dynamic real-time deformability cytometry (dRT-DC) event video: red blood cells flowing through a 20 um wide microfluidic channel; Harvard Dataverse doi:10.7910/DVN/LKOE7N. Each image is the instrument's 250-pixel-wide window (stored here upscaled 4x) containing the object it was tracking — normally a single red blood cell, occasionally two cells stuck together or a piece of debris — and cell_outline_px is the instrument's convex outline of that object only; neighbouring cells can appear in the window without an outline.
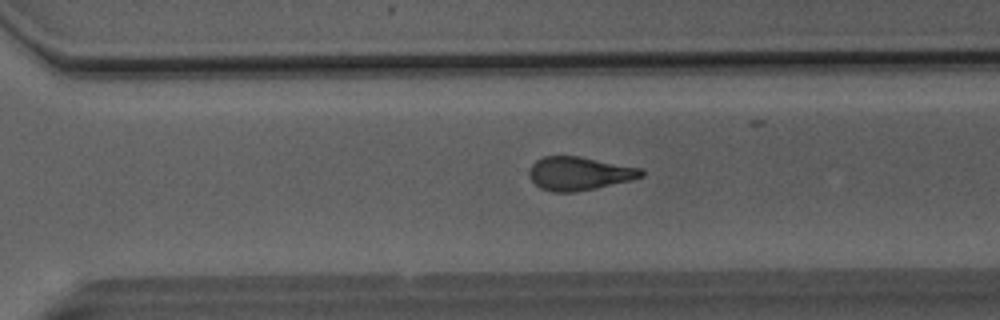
{"species": "Egyptian fruit bat (a non-hibernating species)", "species_latin": "Rousettus aegyptiacus", "temperature_condition": "room temperature", "stored_images_in_passage": 51, "camera_frame_rate_fps": 3000, "um_per_image_px": 0.085, "animal": {"sex": "male"}, "frame": {"image": 1, "passage_image": 35, "time_ms": 11.333, "image_size_px": [1000, 320], "cell_outline_px": [[644, 176], [632, 180], [596, 188], [572, 192], [552, 192], [540, 188], [528, 176], [528, 172], [532, 164], [536, 160], [544, 156], [580, 156], [640, 168], [644, 172]], "centroid_in_image_um": [49.22, 14.74], "position_along_channel_um": 321.4, "area_um2": 21.85}}
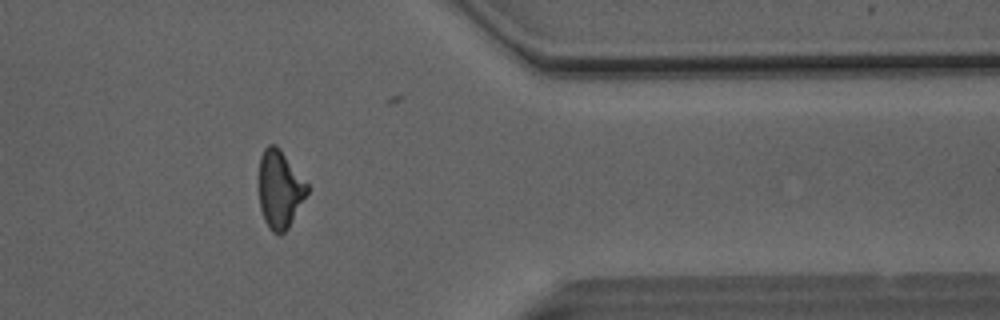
{"frame": {"image": 2, "passage_image": 41, "time_ms": 13.333, "image_size_px": [1000, 320], "cell_outline_px": [[308, 192], [288, 228], [280, 236], [272, 232], [264, 220], [260, 208], [256, 176], [260, 156], [264, 148], [268, 144], [276, 144], [280, 148], [308, 184]], "centroid_in_image_um": [23.72, 16.06], "position_along_channel_um": 387.7, "area_um2": 22.54}}
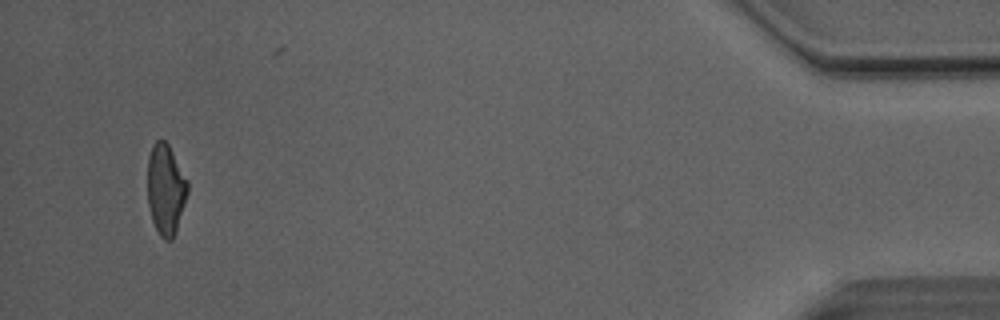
{"frame": {"image": 3, "passage_image": 48, "time_ms": 15.667, "image_size_px": [1000, 320], "cell_outline_px": [[188, 192], [176, 232], [172, 240], [164, 240], [160, 236], [152, 220], [148, 204], [148, 156], [152, 144], [156, 140], [164, 140], [168, 144], [188, 180]], "centroid_in_image_um": [14.09, 16.09], "position_along_channel_um": 421.1, "area_um2": 21.21}, "authors_computed_cell_mechanics": {"area_um2": 22.7154, "velocity_mm_per_s": 4.1244, "shape_relaxation_time_tau1_ms": null, "shape_relaxation_time_tau2_ms": 2.2674, "deformation_change_tau1": null, "deformation_change_tau2": 0.1204}}